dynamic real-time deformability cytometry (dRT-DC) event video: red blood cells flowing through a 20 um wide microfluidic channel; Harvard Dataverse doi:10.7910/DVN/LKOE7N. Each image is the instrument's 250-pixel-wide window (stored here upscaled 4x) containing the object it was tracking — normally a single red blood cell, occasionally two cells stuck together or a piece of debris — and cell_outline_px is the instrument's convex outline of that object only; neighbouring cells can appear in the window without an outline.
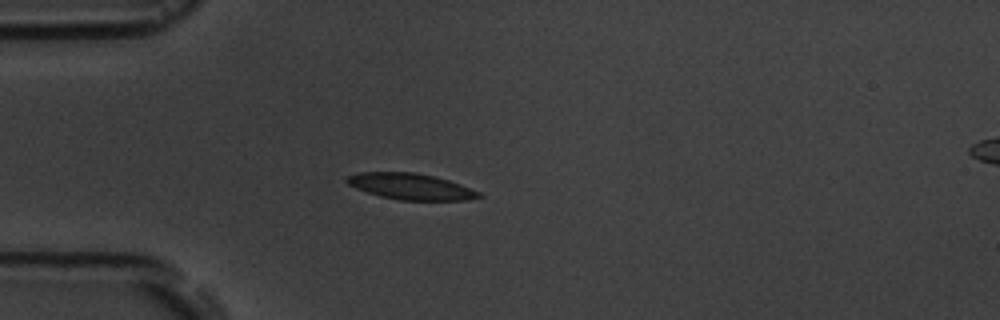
{"species": "common noctule bat (a hibernating species)", "species_latin": "Nyctalus noctula", "temperature_condition": "room temperature", "stored_images_in_passage": 2, "camera_frame_rate_fps": 3000, "um_per_image_px": 0.085, "animal": {"sex": "male", "body_mass_g": 19.5, "forearm_length_mm": 54.6}, "frame": {"image": 1, "passage_image": 1, "time_ms": 0.0, "image_size_px": [1000, 320], "cell_outline_px": [[484, 196], [468, 200], [400, 200], [380, 196], [356, 188], [348, 184], [344, 180], [348, 176], [360, 172], [412, 172], [432, 176], [448, 180], [460, 184], [480, 192]], "centroid_in_image_um": [34.92, 15.85], "position_along_channel_um": 50.1, "area_um2": 19.94}}